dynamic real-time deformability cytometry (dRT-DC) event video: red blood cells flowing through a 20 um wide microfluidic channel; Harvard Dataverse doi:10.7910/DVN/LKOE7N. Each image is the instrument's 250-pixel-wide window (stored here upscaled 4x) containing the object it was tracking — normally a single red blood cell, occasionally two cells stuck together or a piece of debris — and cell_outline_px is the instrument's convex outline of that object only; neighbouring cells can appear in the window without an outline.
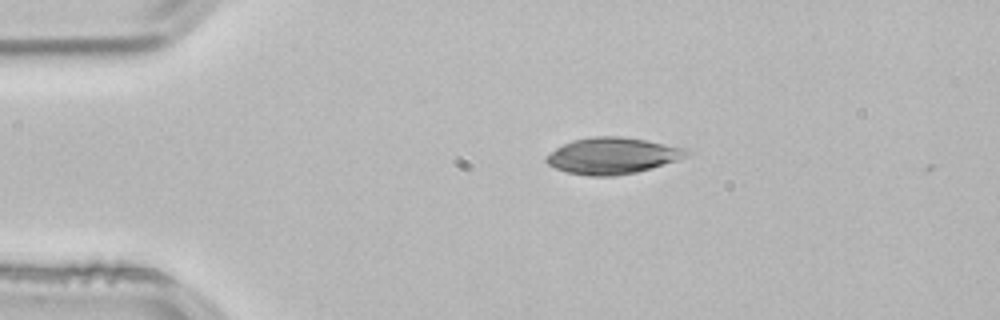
{"species": "common noctule bat (a hibernating species)", "species_latin": "Nyctalus noctula", "temperature_condition": "room temperature", "stored_images_in_passage": 41, "camera_frame_rate_fps": 3000, "um_per_image_px": 0.085, "animal": {"sex": "male", "body_mass_g": 21.5, "forearm_length_mm": 52.0}, "frame": {"image": 1, "passage_image": 1, "time_ms": 0.0, "image_size_px": [1000, 320], "cell_outline_px": [[692, 152], [676, 160], [652, 168], [636, 172], [616, 176], [588, 176], [568, 172], [556, 168], [548, 164], [544, 160], [556, 148], [572, 140], [596, 136], [620, 136], [644, 140], [688, 148]], "centroid_in_image_um": [52.07, 13.24], "position_along_channel_um": 32.9, "area_um2": 29.48}}
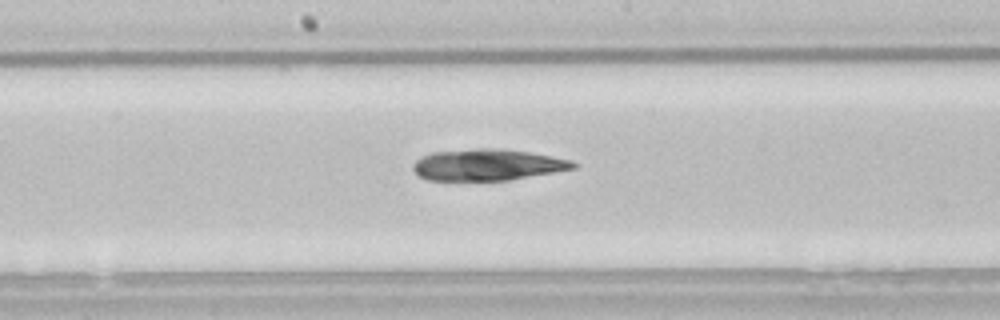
{"frame": {"image": 2, "passage_image": 18, "time_ms": 5.667, "image_size_px": [1000, 320], "cell_outline_px": [[576, 168], [508, 180], [428, 180], [420, 176], [412, 168], [412, 164], [420, 156], [432, 152], [476, 148], [500, 148], [528, 152], [552, 156], [572, 160], [576, 164]], "centroid_in_image_um": [41.41, 14.0], "position_along_channel_um": 206.8, "area_um2": 29.25}}
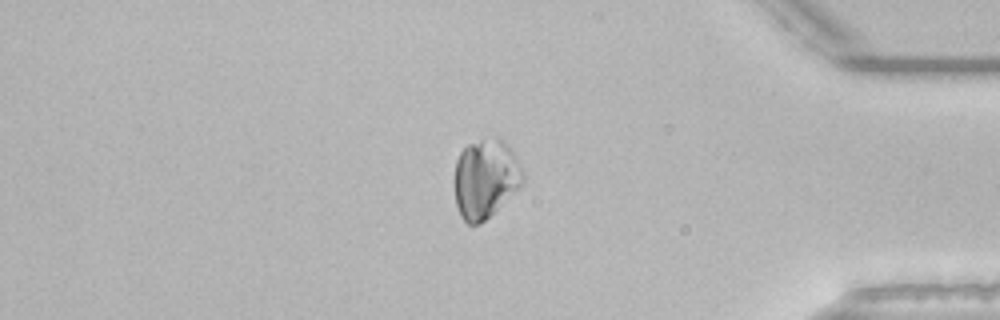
{"frame": {"image": 3, "passage_image": 35, "time_ms": 11.333, "image_size_px": [1000, 320], "cell_outline_px": [[524, 184], [480, 224], [468, 224], [460, 216], [456, 204], [456, 160], [460, 152], [468, 144], [492, 136], [500, 136], [508, 144], [524, 172]], "centroid_in_image_um": [41.3, 15.15], "position_along_channel_um": 393.9, "area_um2": 31.5}, "authors_computed_cell_mechanics": {"area_um2": 29.8248, "velocity_mm_per_s": 3.834, "shape_relaxation_time_tau1_ms": 6.2608, "shape_relaxation_time_tau2_ms": null, "deformation_change_tau1": 0.1196, "deformation_change_tau2": null}}